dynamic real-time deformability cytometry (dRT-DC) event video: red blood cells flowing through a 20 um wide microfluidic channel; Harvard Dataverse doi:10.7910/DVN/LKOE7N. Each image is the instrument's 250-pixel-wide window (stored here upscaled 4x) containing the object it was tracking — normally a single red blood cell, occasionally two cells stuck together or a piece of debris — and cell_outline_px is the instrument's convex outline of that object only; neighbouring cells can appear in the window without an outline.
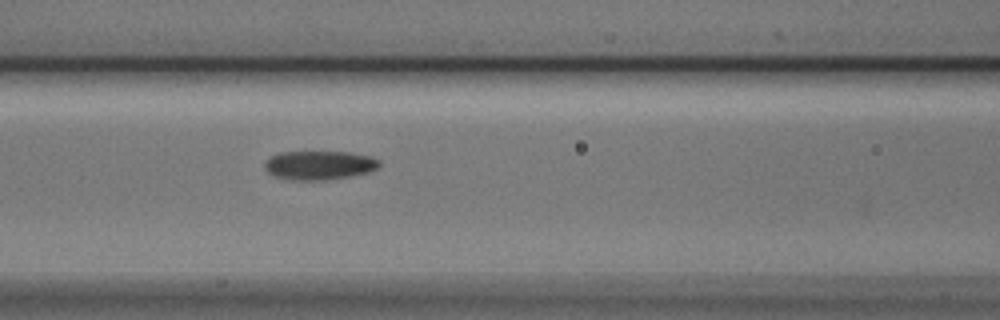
{"species": "Egyptian fruit bat (a non-hibernating species)", "species_latin": "Rousettus aegyptiacus", "temperature_condition": "cold", "stored_images_in_passage": 10, "camera_frame_rate_fps": 3000, "um_per_image_px": 0.085, "animal": {"sex": "male"}, "frame": {"image": 1, "passage_image": 9, "time_ms": 2.667, "image_size_px": [1000, 320], "cell_outline_px": [[380, 168], [368, 172], [348, 176], [324, 180], [292, 180], [276, 176], [268, 172], [264, 168], [264, 164], [272, 156], [280, 152], [348, 152], [372, 156], [380, 160]], "centroid_in_image_um": [27.18, 14.04], "position_along_channel_um": 139.4, "area_um2": 19.25}}